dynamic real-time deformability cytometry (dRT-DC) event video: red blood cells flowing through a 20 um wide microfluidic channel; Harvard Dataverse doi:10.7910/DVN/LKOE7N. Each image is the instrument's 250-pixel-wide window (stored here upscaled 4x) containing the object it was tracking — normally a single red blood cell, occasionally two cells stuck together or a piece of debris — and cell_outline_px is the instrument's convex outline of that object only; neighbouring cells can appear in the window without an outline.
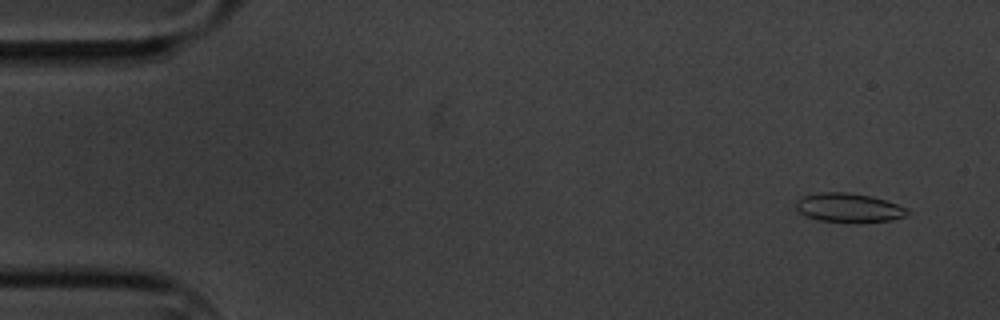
{"species": "common noctule bat (a hibernating species)", "species_latin": "Nyctalus noctula", "temperature_condition": "cold", "stored_images_in_passage": 2, "camera_frame_rate_fps": 3000, "um_per_image_px": 0.085, "animal": {"sex": "male", "body_mass_g": 20.1, "forearm_length_mm": 53.5}, "frame": {"image": 1, "passage_image": 2, "time_ms": 1.333, "image_size_px": [1000, 320], "cell_outline_px": [[912, 212], [904, 216], [892, 220], [856, 224], [820, 220], [808, 216], [800, 212], [796, 208], [796, 200], [804, 196], [820, 192], [848, 192], [872, 196], [908, 208]], "centroid_in_image_um": [72.19, 17.67], "position_along_channel_um": 12.8, "area_um2": 19.13}}